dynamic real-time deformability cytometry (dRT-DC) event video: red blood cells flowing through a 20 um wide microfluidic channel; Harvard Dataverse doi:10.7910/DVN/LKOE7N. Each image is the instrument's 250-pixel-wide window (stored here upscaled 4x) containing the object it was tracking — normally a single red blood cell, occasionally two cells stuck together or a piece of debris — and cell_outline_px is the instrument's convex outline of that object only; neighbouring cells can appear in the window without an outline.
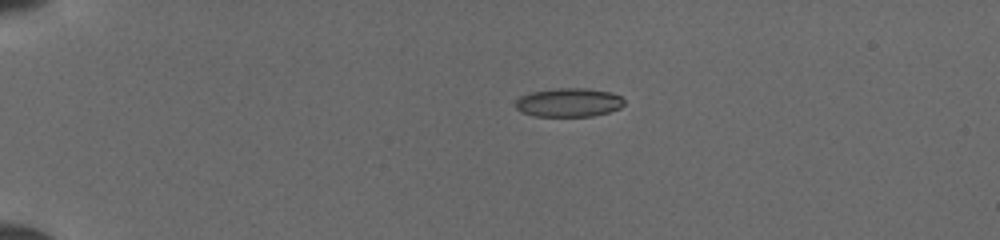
{"species": "common noctule bat (a hibernating species)", "species_latin": "Nyctalus noctula", "temperature_condition": "cold", "stored_images_in_passage": 39, "camera_frame_rate_fps": 3000, "um_per_image_px": 0.085, "animal": {"sex": "female", "body_mass_g": 19.5, "forearm_length_mm": 54.1}, "frame": {"image": 1, "passage_image": 1, "time_ms": 0.0, "image_size_px": [1000, 240], "cell_outline_px": [[624, 104], [620, 108], [608, 112], [592, 116], [532, 116], [520, 112], [516, 108], [516, 100], [520, 96], [532, 92], [556, 88], [588, 88], [612, 92], [620, 96], [624, 100]], "centroid_in_image_um": [48.34, 8.71], "position_along_channel_um": 36.7, "area_um2": 18.32}}
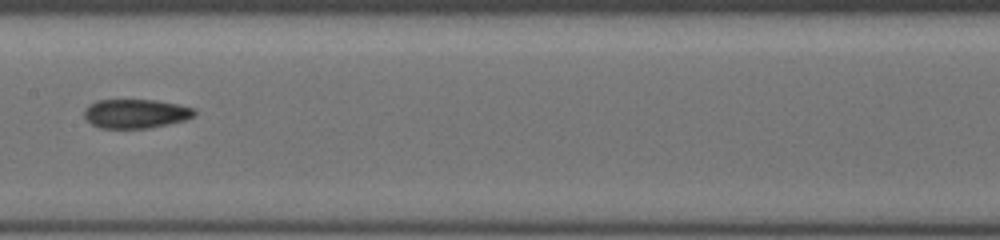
{"frame": {"image": 2, "passage_image": 17, "time_ms": 5.333, "image_size_px": [1000, 240], "cell_outline_px": [[196, 112], [192, 116], [184, 120], [168, 124], [148, 128], [100, 128], [92, 124], [84, 116], [84, 108], [88, 104], [96, 100], [156, 100], [196, 108]], "centroid_in_image_um": [11.51, 9.65], "position_along_channel_um": 195.9, "area_um2": 18.67}}
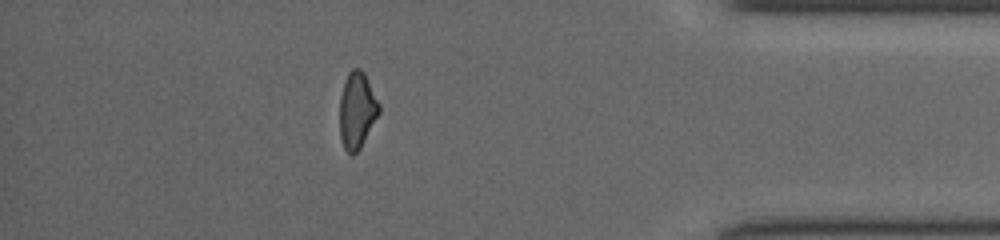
{"frame": {"image": 3, "passage_image": 34, "time_ms": 11.0, "image_size_px": [1000, 240], "cell_outline_px": [[380, 112], [360, 148], [352, 156], [344, 148], [340, 136], [340, 96], [348, 72], [352, 68], [360, 68], [364, 72], [380, 104]], "centroid_in_image_um": [30.35, 9.36], "position_along_channel_um": 404.9, "area_um2": 17.46}}